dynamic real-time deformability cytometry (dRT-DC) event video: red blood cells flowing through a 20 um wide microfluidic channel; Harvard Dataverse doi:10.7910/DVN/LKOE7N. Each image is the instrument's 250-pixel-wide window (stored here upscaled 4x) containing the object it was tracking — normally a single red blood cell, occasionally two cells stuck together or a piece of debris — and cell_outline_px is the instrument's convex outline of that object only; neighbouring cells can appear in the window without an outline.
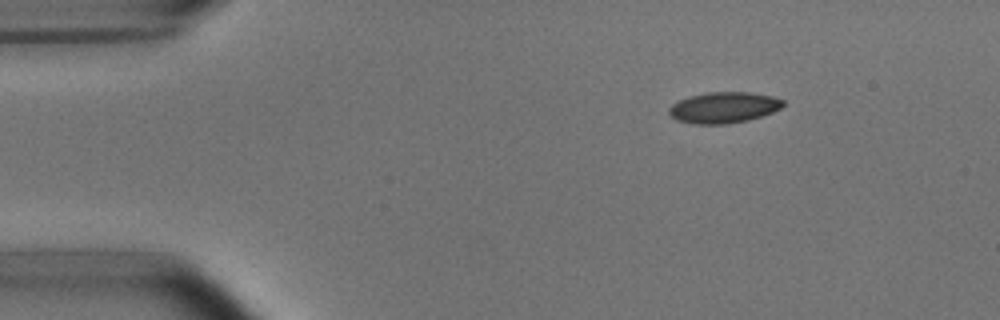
{"species": "common noctule bat (a hibernating species)", "species_latin": "Nyctalus noctula", "temperature_condition": "room temperature", "stored_images_in_passage": 3, "camera_frame_rate_fps": 3000, "um_per_image_px": 0.085, "animal": {"sex": "male", "body_mass_g": 15.6}, "frame": {"image": 1, "passage_image": 1, "time_ms": 0.0, "image_size_px": [1000, 320], "cell_outline_px": [[784, 104], [780, 108], [772, 112], [748, 120], [724, 124], [692, 124], [676, 120], [668, 112], [668, 108], [672, 104], [688, 96], [708, 92], [748, 92], [772, 96], [784, 100]], "centroid_in_image_um": [61.49, 9.14], "position_along_channel_um": 23.5, "area_um2": 20.58}}